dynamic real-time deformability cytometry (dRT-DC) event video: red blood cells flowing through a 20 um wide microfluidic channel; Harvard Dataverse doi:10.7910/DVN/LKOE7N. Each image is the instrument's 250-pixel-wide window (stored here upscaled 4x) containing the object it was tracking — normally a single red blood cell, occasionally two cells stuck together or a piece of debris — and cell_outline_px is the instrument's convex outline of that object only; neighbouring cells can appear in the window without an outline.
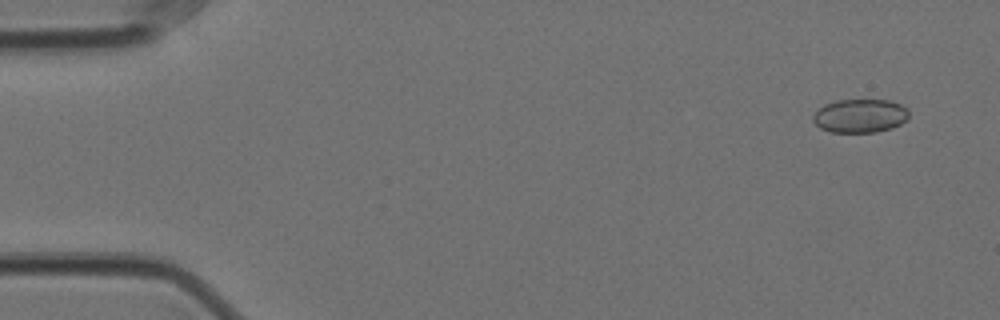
{"species": "Egyptian fruit bat (a non-hibernating species)", "species_latin": "Rousettus aegyptiacus", "temperature_condition": "cold", "stored_images_in_passage": 12, "camera_frame_rate_fps": 3000, "um_per_image_px": 0.085, "animal": {"sex": "female"}, "frame": {"image": 1, "passage_image": 4, "time_ms": 1.0, "image_size_px": [1000, 320], "cell_outline_px": [[908, 120], [892, 128], [876, 132], [832, 132], [820, 128], [812, 120], [812, 116], [824, 104], [836, 100], [888, 100], [900, 104], [908, 108]], "centroid_in_image_um": [73.12, 9.84], "position_along_channel_um": 11.9, "area_um2": 18.84}}